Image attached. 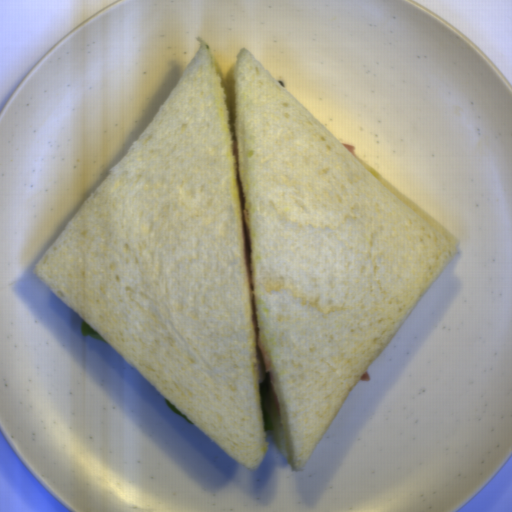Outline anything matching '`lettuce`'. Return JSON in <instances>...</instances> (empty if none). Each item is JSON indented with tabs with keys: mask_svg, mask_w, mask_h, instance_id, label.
Returning a JSON list of instances; mask_svg holds the SVG:
<instances>
[{
	"mask_svg": "<svg viewBox=\"0 0 512 512\" xmlns=\"http://www.w3.org/2000/svg\"><path fill=\"white\" fill-rule=\"evenodd\" d=\"M81 335L83 337H90L98 340L105 341L95 330H93L82 318L80 320ZM106 342V341H105Z\"/></svg>",
	"mask_w": 512,
	"mask_h": 512,
	"instance_id": "lettuce-1",
	"label": "lettuce"
}]
</instances>
